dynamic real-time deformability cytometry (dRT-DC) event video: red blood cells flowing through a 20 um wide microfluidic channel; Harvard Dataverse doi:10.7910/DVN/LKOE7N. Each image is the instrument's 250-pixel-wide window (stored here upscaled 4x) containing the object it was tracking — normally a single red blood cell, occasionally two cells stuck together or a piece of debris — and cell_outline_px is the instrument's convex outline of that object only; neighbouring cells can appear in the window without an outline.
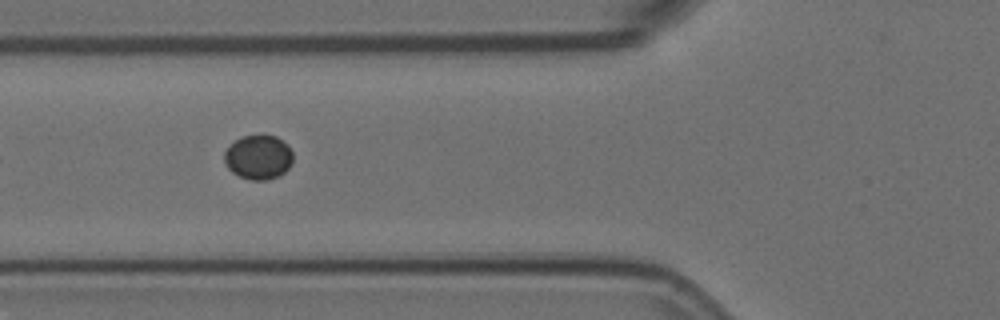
{"species": "Egyptian fruit bat (a non-hibernating species)", "species_latin": "Rousettus aegyptiacus", "temperature_condition": "room temperature", "stored_images_in_passage": 10, "camera_frame_rate_fps": 3000, "um_per_image_px": 0.085, "animal": {"sex": "female"}, "frame": {"image": 1, "passage_image": 7, "time_ms": 2.0, "image_size_px": [1000, 320], "cell_outline_px": [[292, 164], [284, 172], [268, 180], [252, 180], [240, 176], [232, 172], [228, 168], [224, 160], [224, 152], [236, 140], [244, 136], [260, 132], [264, 132], [276, 136], [288, 144], [292, 152]], "centroid_in_image_um": [21.98, 13.31], "position_along_channel_um": 103.8, "area_um2": 18.03}}
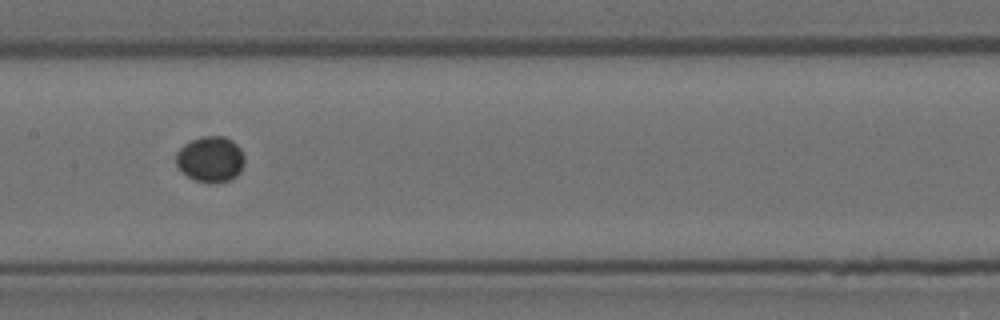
{"frame": {"image": 2, "passage_image": 9, "time_ms": 2.667, "image_size_px": [1000, 320], "cell_outline_px": [[244, 164], [240, 172], [232, 180], [196, 180], [188, 176], [176, 164], [176, 152], [184, 144], [200, 136], [224, 136], [232, 140], [240, 148], [244, 156]], "centroid_in_image_um": [17.9, 13.48], "position_along_channel_um": 189.5, "area_um2": 17.86}}
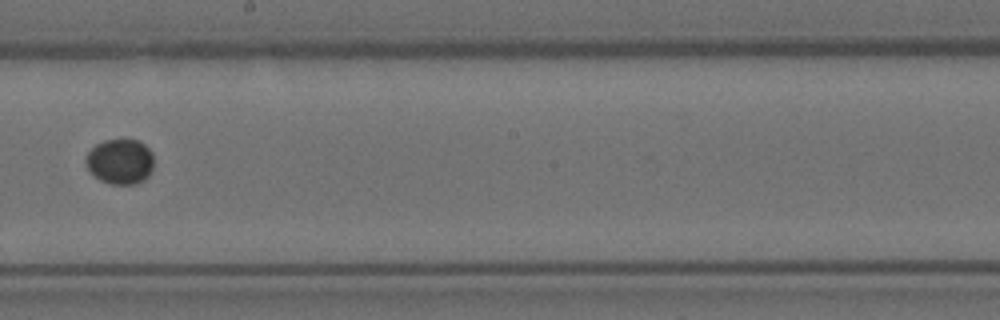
{"frame": {"image": 3, "passage_image": 10, "time_ms": 3.0, "image_size_px": [1000, 320], "cell_outline_px": [[152, 168], [148, 176], [144, 180], [136, 184], [112, 184], [100, 180], [88, 168], [84, 160], [88, 152], [96, 144], [104, 140], [140, 140], [152, 152]], "centroid_in_image_um": [10.21, 13.72], "position_along_channel_um": 238.0, "area_um2": 17.8}}